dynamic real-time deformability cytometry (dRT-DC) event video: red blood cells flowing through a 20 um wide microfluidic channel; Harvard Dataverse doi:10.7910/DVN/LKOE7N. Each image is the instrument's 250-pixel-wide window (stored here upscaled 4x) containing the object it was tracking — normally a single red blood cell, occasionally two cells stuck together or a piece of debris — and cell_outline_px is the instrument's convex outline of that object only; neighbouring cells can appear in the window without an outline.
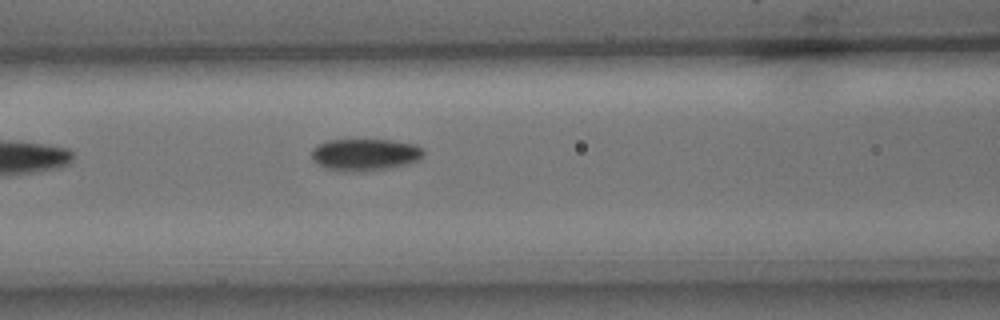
{"species": "common noctule bat (a hibernating species)", "species_latin": "Nyctalus noctula", "temperature_condition": "cold", "stored_images_in_passage": 7, "camera_frame_rate_fps": 3000, "um_per_image_px": 0.085, "animal": {"sex": "male", "body_mass_g": 15.6}, "frame": {"image": 1, "passage_image": 7, "time_ms": 7.0, "image_size_px": [1000, 320], "cell_outline_px": [[424, 152], [416, 160], [408, 164], [368, 172], [340, 172], [324, 168], [316, 164], [312, 160], [312, 148], [316, 144], [328, 140], [392, 140], [416, 144], [424, 148]], "centroid_in_image_um": [30.97, 13.16], "position_along_channel_um": 135.6, "area_um2": 21.33}}